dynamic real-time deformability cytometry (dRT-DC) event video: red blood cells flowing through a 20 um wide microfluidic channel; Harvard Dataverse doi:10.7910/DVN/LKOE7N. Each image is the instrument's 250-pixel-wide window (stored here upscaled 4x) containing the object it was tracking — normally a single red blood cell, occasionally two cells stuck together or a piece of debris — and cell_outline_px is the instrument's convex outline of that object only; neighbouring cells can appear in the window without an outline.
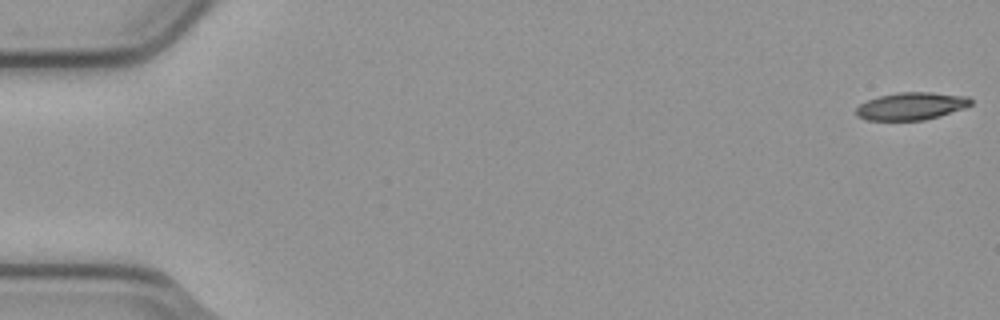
{"species": "common noctule bat (a hibernating species)", "species_latin": "Nyctalus noctula", "temperature_condition": "cold", "stored_images_in_passage": 3, "camera_frame_rate_fps": 3000, "um_per_image_px": 0.085, "animal": {"sex": "male", "body_mass_g": 23.1, "forearm_length_mm": 52.7}, "frame": {"image": 1, "passage_image": 1, "time_ms": 0.0, "image_size_px": [1000, 320], "cell_outline_px": [[972, 104], [964, 108], [924, 120], [868, 120], [856, 116], [856, 108], [860, 104], [868, 100], [880, 96], [900, 92], [932, 92], [968, 96], [972, 100]], "centroid_in_image_um": [77.46, 9.01], "position_along_channel_um": 7.5, "area_um2": 18.26}}